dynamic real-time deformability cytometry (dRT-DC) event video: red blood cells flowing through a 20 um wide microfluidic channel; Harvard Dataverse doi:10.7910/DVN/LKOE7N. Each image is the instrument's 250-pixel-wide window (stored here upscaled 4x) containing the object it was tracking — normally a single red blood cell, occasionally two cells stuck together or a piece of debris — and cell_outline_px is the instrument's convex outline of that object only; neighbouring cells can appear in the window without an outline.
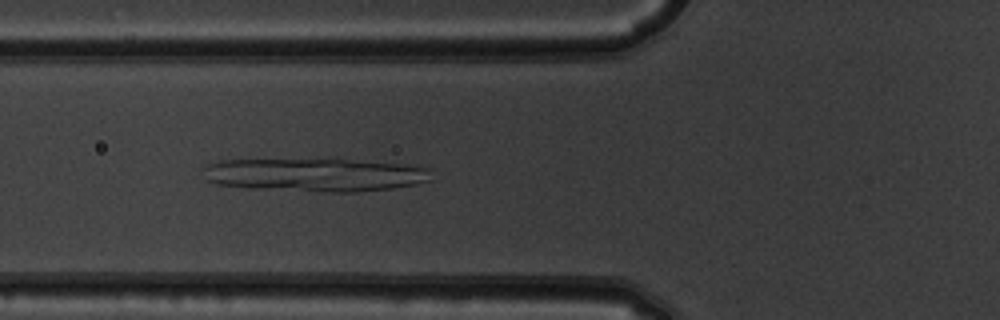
{"species": "common noctule bat (a hibernating species)", "species_latin": "Nyctalus noctula", "temperature_condition": "warm", "stored_images_in_passage": 46, "camera_frame_rate_fps": 3000, "um_per_image_px": 0.085, "animal": {"sex": "male", "body_mass_g": 19.5, "forearm_length_mm": 54.6}, "frame": {"image": 1, "passage_image": 13, "time_ms": 4.0, "image_size_px": [1000, 320], "cell_outline_px": [[432, 180], [416, 184], [392, 188], [356, 192], [320, 192], [248, 188], [216, 184], [208, 180], [200, 168], [208, 164], [220, 160], [332, 156], [408, 164], [428, 168]], "centroid_in_image_um": [26.77, 14.8], "position_along_channel_um": 99.0, "area_um2": 46.7}}
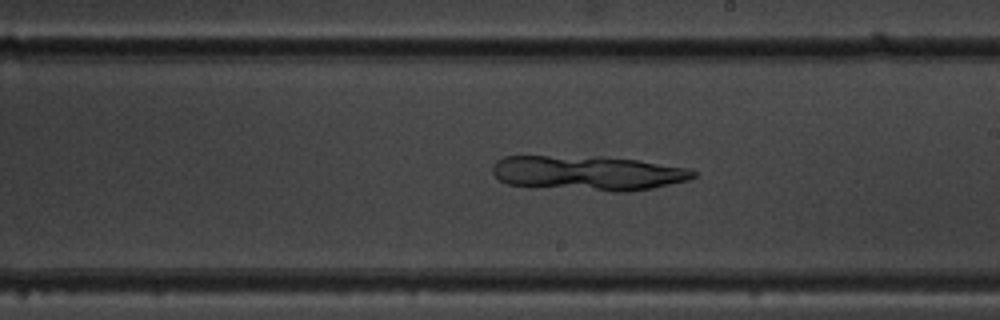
{"frame": {"image": 2, "passage_image": 24, "time_ms": 7.667, "image_size_px": [1000, 320], "cell_outline_px": [[696, 176], [688, 180], [652, 188], [628, 192], [612, 192], [508, 184], [500, 180], [492, 172], [492, 164], [496, 160], [504, 156], [600, 156], [640, 160], [688, 168], [696, 172]], "centroid_in_image_um": [49.99, 14.7], "position_along_channel_um": 239.0, "area_um2": 40.86}}
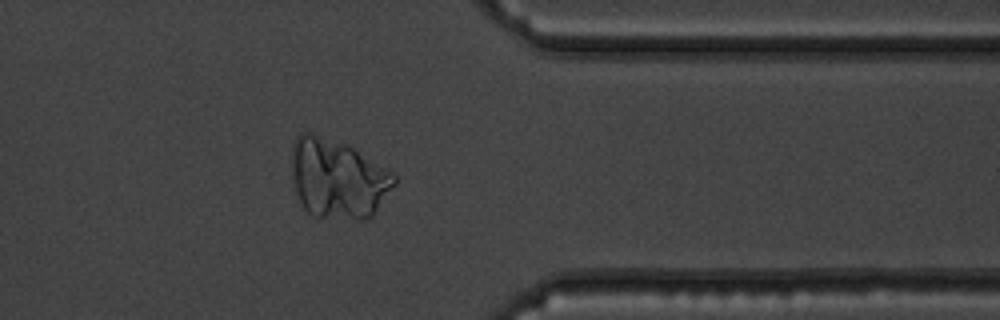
{"frame": {"image": 3, "passage_image": 36, "time_ms": 11.667, "image_size_px": [1000, 320], "cell_outline_px": [[396, 184], [372, 216], [364, 220], [356, 220], [312, 216], [304, 208], [300, 200], [292, 176], [292, 144], [296, 136], [300, 132], [312, 132], [348, 144], [392, 172], [396, 176]], "centroid_in_image_um": [28.71, 15.17], "position_along_channel_um": 382.7, "area_um2": 47.8}}